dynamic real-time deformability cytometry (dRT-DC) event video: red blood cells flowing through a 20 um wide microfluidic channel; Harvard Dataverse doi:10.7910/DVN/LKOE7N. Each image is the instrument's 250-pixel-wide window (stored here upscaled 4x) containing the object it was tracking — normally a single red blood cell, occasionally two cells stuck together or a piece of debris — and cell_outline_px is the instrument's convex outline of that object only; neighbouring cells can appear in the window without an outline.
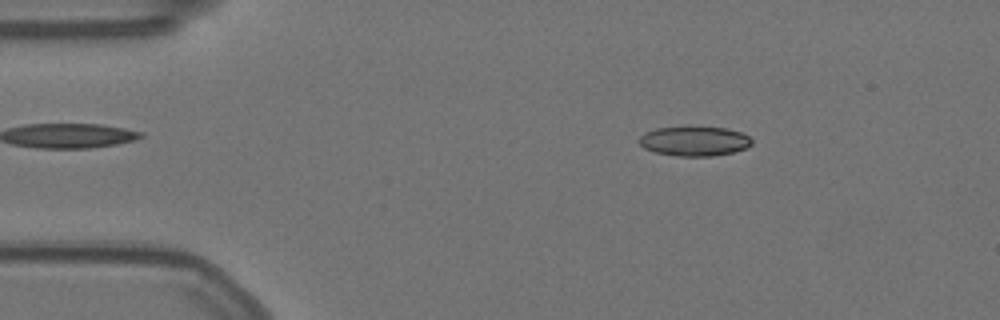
{"species": "Egyptian fruit bat (a non-hibernating species)", "species_latin": "Rousettus aegyptiacus", "temperature_condition": "warm", "stored_images_in_passage": 56, "camera_frame_rate_fps": 3000, "um_per_image_px": 0.085, "animal": {"sex": "female"}, "frame": {"image": 1, "passage_image": 8, "time_ms": 2.333, "image_size_px": [1000, 320], "cell_outline_px": [[752, 144], [748, 148], [732, 152], [712, 156], [676, 156], [656, 152], [644, 148], [636, 140], [644, 132], [656, 128], [688, 124], [728, 128], [740, 132], [748, 136], [752, 140]], "centroid_in_image_um": [58.99, 11.95], "position_along_channel_um": 26.0, "area_um2": 20.29}}
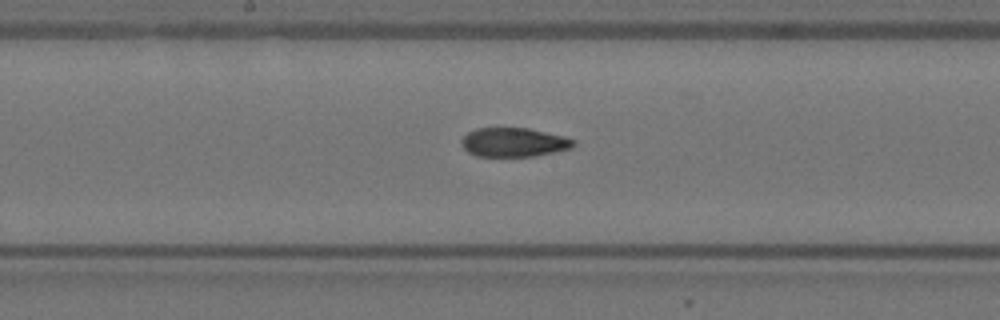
{"frame": {"image": 2, "passage_image": 28, "time_ms": 9.0, "image_size_px": [1000, 320], "cell_outline_px": [[576, 144], [572, 148], [536, 156], [476, 156], [468, 152], [464, 148], [460, 140], [468, 132], [476, 128], [528, 128], [564, 136], [576, 140]], "centroid_in_image_um": [43.69, 12.09], "position_along_channel_um": 204.5, "area_um2": 19.02}}
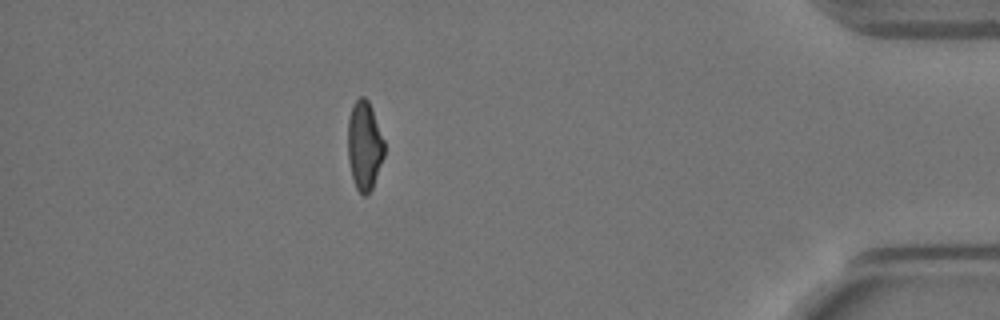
{"frame": {"image": 3, "passage_image": 49, "time_ms": 16.0, "image_size_px": [1000, 320], "cell_outline_px": [[384, 156], [372, 188], [368, 196], [364, 196], [356, 188], [352, 176], [348, 160], [348, 120], [352, 104], [360, 96], [364, 96], [368, 100], [372, 108], [384, 140]], "centroid_in_image_um": [30.97, 12.36], "position_along_channel_um": 404.2, "area_um2": 18.96}, "authors_computed_cell_mechanics": {"area_um2": 19.652, "velocity_mm_per_s": 3.5589, "shape_relaxation_time_tau1_ms": null, "shape_relaxation_time_tau2_ms": 3.7695, "deformation_change_tau1": null, "deformation_change_tau2": 0.1091}}